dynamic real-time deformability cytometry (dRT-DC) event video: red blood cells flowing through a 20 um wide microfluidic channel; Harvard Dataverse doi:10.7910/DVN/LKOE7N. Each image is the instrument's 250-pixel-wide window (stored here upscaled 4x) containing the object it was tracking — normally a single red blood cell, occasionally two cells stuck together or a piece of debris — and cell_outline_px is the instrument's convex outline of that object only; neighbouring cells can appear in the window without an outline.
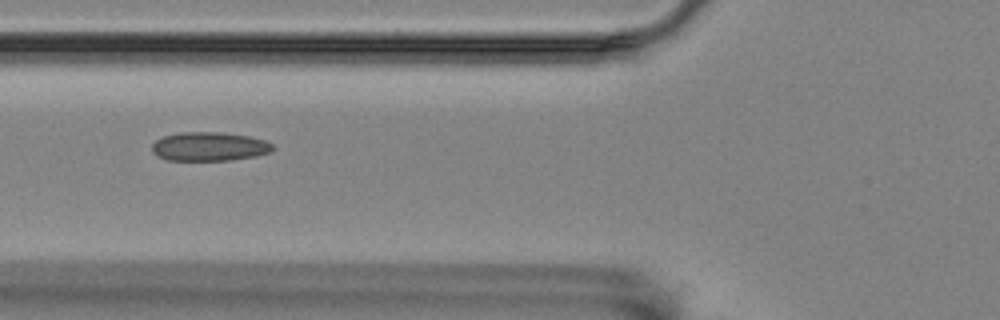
{"species": "Egyptian fruit bat (a non-hibernating species)", "species_latin": "Rousettus aegyptiacus", "temperature_condition": "room temperature", "stored_images_in_passage": 27, "camera_frame_rate_fps": 3000, "um_per_image_px": 0.085, "animal": {"sex": "female"}, "frame": {"image": 1, "passage_image": 6, "time_ms": 1.667, "image_size_px": [1000, 320], "cell_outline_px": [[272, 152], [256, 156], [228, 160], [168, 160], [156, 156], [152, 152], [152, 144], [156, 140], [164, 136], [180, 132], [224, 132], [248, 136], [264, 140], [272, 144]], "centroid_in_image_um": [17.77, 12.45], "position_along_channel_um": 108.0, "area_um2": 20.35}}
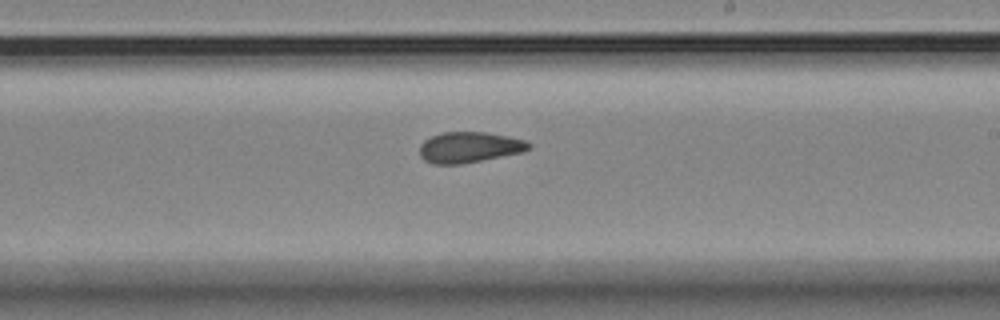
{"frame": {"image": 2, "passage_image": 18, "time_ms": 5.667, "image_size_px": [1000, 320], "cell_outline_px": [[532, 148], [524, 152], [460, 164], [432, 164], [424, 160], [420, 156], [420, 144], [424, 140], [432, 136], [444, 132], [484, 132], [508, 136], [528, 140], [532, 144]], "centroid_in_image_um": [39.93, 12.52], "position_along_channel_um": 249.1, "area_um2": 19.71}}
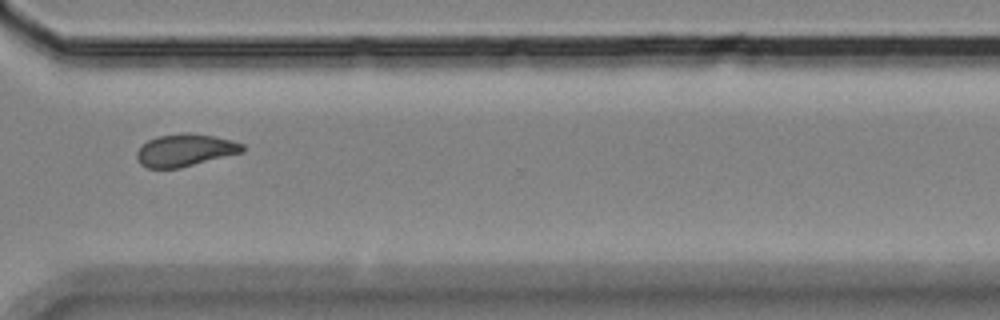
{"frame": {"image": 3, "passage_image": 27, "time_ms": 8.667, "image_size_px": [1000, 320], "cell_outline_px": [[244, 152], [180, 168], [148, 168], [140, 164], [136, 156], [136, 152], [148, 140], [156, 136], [212, 136], [232, 140], [244, 144]], "centroid_in_image_um": [15.74, 12.82], "position_along_channel_um": 354.9, "area_um2": 19.13}}